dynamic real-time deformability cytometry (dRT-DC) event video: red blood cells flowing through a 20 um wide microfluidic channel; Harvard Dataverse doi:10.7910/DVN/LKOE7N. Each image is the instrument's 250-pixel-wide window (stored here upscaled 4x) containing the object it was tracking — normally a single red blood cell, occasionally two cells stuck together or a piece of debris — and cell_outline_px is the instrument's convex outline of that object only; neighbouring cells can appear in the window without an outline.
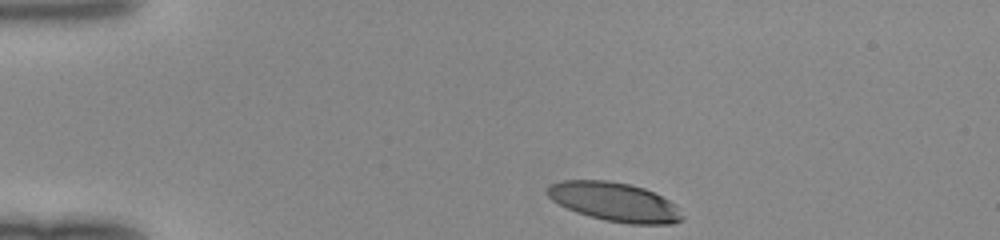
{"species": "human", "species_latin": "Homo sapiens", "temperature_condition": "room temperature", "stored_images_in_passage": 33, "camera_frame_rate_fps": 3000, "um_per_image_px": 0.085, "donor": {"sex": "female"}, "frame": {"image": 1, "passage_image": 1, "time_ms": 0.0, "image_size_px": [1000, 240], "cell_outline_px": [[684, 220], [672, 224], [628, 224], [604, 220], [576, 212], [552, 200], [548, 196], [548, 184], [560, 180], [608, 180], [632, 184], [644, 188], [676, 204], [684, 216]], "centroid_in_image_um": [52.26, 17.16], "position_along_channel_um": 32.7, "area_um2": 30.75}}
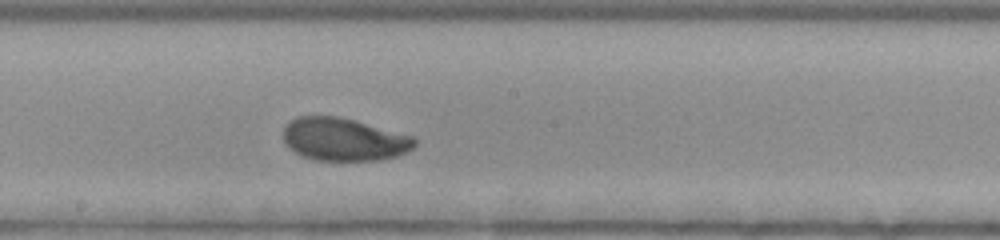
{"frame": {"image": 2, "passage_image": 19, "time_ms": 6.0, "image_size_px": [1000, 240], "cell_outline_px": [[416, 144], [412, 148], [396, 156], [380, 160], [316, 160], [300, 156], [288, 148], [284, 144], [284, 124], [288, 120], [296, 116], [340, 116], [356, 120], [412, 136], [416, 140]], "centroid_in_image_um": [29.16, 11.83], "position_along_channel_um": 219.0, "area_um2": 33.06}}
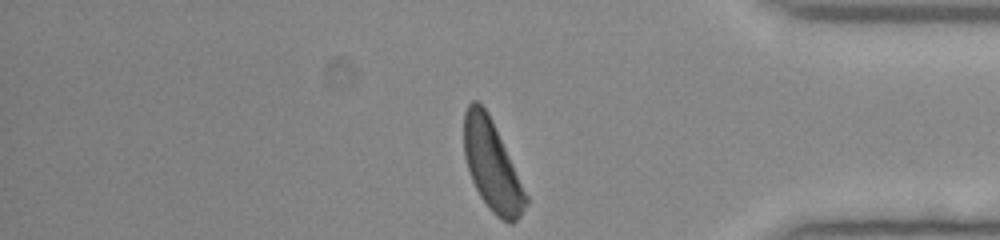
{"frame": {"image": 3, "passage_image": 33, "time_ms": 10.667, "image_size_px": [1000, 240], "cell_outline_px": [[528, 204], [520, 216], [512, 224], [508, 224], [500, 220], [488, 208], [480, 196], [472, 180], [464, 156], [464, 112], [468, 104], [472, 100], [476, 100], [488, 112], [492, 120], [528, 196]], "centroid_in_image_um": [41.82, 14.11], "position_along_channel_um": 393.4, "area_um2": 32.37}}